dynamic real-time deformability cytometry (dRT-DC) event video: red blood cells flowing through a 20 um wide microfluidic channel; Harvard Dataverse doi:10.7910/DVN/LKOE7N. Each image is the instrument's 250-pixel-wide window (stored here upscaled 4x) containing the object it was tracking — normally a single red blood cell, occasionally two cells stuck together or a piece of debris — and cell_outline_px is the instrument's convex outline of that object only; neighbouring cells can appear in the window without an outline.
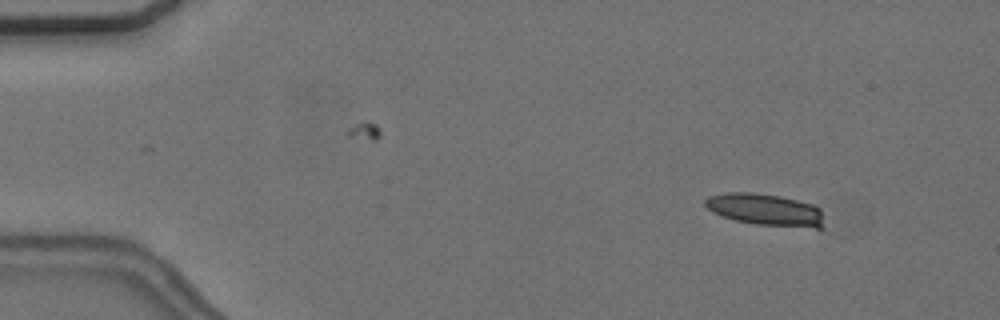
{"species": "common noctule bat (a hibernating species)", "species_latin": "Nyctalus noctula", "temperature_condition": "cold", "stored_images_in_passage": 4, "camera_frame_rate_fps": 3000, "um_per_image_px": 0.085, "animal": {"sex": "female", "body_mass_g": 24.6, "forearm_length_mm": 56.2}, "frame": {"image": 1, "passage_image": 1, "time_ms": 0.0, "image_size_px": [1000, 320], "cell_outline_px": [[824, 228], [820, 232], [756, 224], [736, 220], [712, 212], [704, 204], [704, 200], [708, 196], [724, 192], [752, 192], [780, 196], [812, 204], [820, 208]], "centroid_in_image_um": [65.16, 17.87], "position_along_channel_um": 19.8, "area_um2": 22.95}}
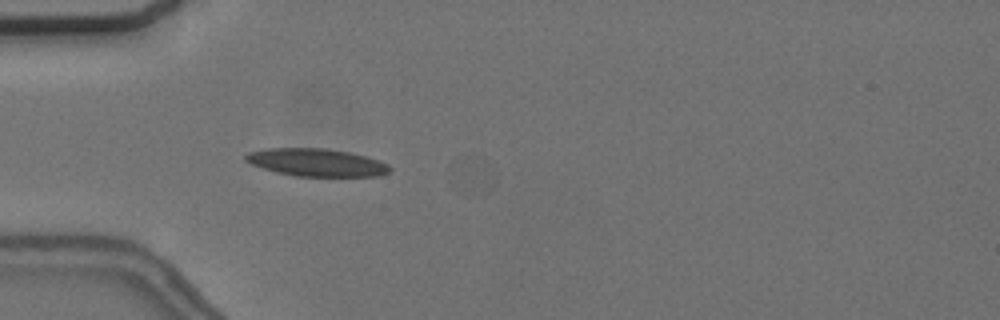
{"frame": {"image": 2, "passage_image": 4, "time_ms": 3.667, "image_size_px": [1000, 320], "cell_outline_px": [[392, 168], [388, 172], [380, 176], [296, 176], [276, 172], [252, 164], [244, 160], [244, 156], [248, 152], [268, 148], [324, 148], [348, 152], [368, 156], [380, 160], [388, 164]], "centroid_in_image_um": [26.93, 13.8], "position_along_channel_um": 58.1, "area_um2": 23.29}}